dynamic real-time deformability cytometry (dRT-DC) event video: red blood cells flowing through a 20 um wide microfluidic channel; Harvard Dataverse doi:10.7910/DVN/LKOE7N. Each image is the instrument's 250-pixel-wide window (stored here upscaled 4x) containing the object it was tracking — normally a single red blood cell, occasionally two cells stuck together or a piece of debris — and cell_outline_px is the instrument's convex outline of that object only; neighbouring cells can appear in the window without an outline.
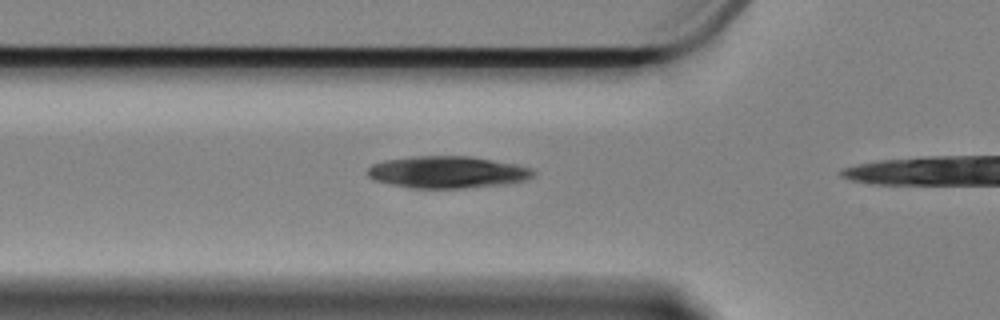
{"species": "Egyptian fruit bat (a non-hibernating species)", "species_latin": "Rousettus aegyptiacus", "temperature_condition": "cold", "stored_images_in_passage": 11, "camera_frame_rate_fps": 3000, "um_per_image_px": 0.085, "animal": {"sex": "female"}, "frame": {"image": 1, "passage_image": 4, "time_ms": 1.0, "image_size_px": [1000, 320], "cell_outline_px": [[536, 172], [532, 176], [524, 180], [504, 184], [464, 188], [412, 188], [392, 184], [376, 180], [368, 176], [368, 168], [372, 164], [384, 160], [412, 156], [468, 156], [516, 164], [532, 168]], "centroid_in_image_um": [38.03, 14.62], "position_along_channel_um": 87.8, "area_um2": 30.69}}
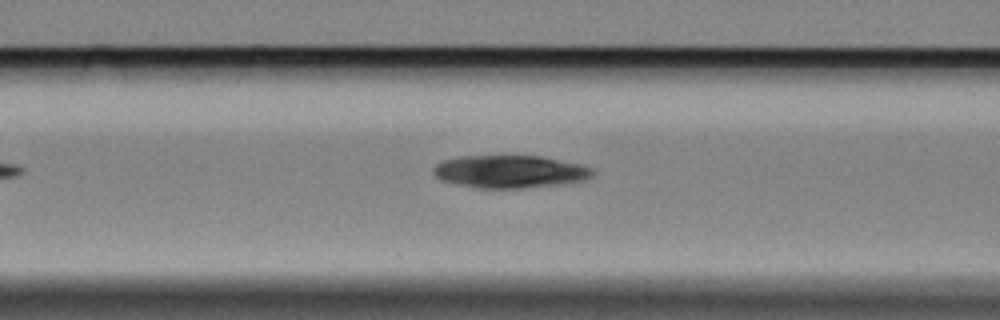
{"frame": {"image": 2, "passage_image": 8, "time_ms": 2.333, "image_size_px": [1000, 320], "cell_outline_px": [[596, 172], [592, 176], [584, 180], [556, 184], [524, 188], [476, 188], [440, 180], [432, 172], [432, 168], [436, 164], [444, 160], [460, 156], [540, 156], [580, 164], [592, 168]], "centroid_in_image_um": [43.32, 14.58], "position_along_channel_um": 123.3, "area_um2": 30.23}}